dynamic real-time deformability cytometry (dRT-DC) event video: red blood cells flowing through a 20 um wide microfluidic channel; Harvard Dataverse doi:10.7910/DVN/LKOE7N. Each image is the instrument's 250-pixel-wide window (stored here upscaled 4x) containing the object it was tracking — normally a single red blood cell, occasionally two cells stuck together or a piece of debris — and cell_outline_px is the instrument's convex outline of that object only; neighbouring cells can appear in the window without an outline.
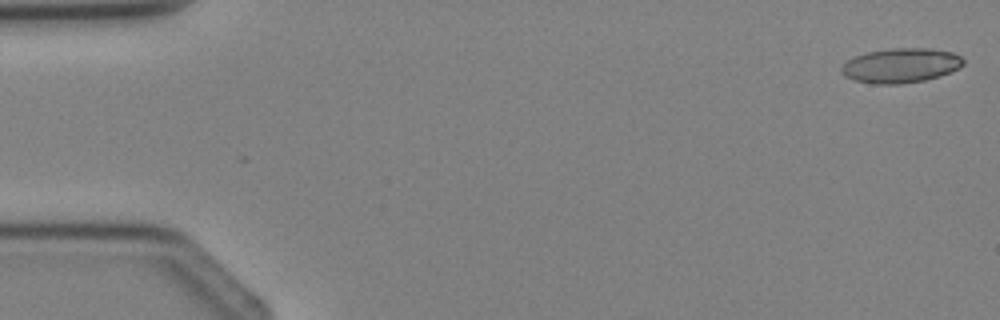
{"species": "Egyptian fruit bat (a non-hibernating species)", "species_latin": "Rousettus aegyptiacus", "temperature_condition": "cold", "stored_images_in_passage": 4, "segment_of_instrument_passage": [2, 2], "camera_frame_rate_fps": 3000, "um_per_image_px": 0.085, "animal": {"sex": "female"}, "frame": {"image": 1, "passage_image": 4, "time_ms": 4.333, "image_size_px": [1000, 320], "cell_outline_px": [[964, 64], [960, 68], [940, 76], [924, 80], [900, 84], [872, 84], [856, 80], [844, 76], [840, 72], [840, 68], [852, 56], [868, 52], [892, 48], [928, 48], [952, 52], [960, 56], [964, 60]], "centroid_in_image_um": [76.56, 5.57], "position_along_channel_um": 8.4, "area_um2": 24.68}}